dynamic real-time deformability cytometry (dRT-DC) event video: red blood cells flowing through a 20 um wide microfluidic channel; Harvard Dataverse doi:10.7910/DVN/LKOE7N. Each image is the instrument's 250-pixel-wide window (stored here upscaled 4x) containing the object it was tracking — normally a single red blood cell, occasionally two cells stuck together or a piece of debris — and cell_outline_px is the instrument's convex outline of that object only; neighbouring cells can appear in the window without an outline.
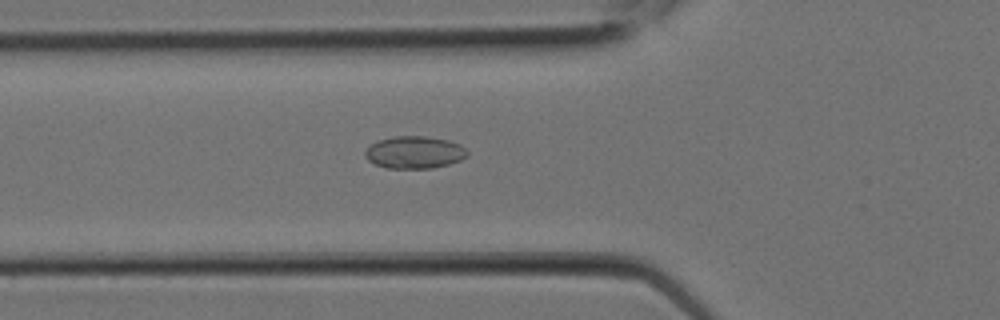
{"species": "Egyptian fruit bat (a non-hibernating species)", "species_latin": "Rousettus aegyptiacus", "temperature_condition": "room temperature", "stored_images_in_passage": 6, "camera_frame_rate_fps": 3000, "um_per_image_px": 0.085, "animal": {"sex": "female"}, "frame": {"image": 1, "passage_image": 6, "time_ms": 1.667, "image_size_px": [1000, 320], "cell_outline_px": [[468, 156], [460, 160], [448, 164], [432, 168], [388, 168], [376, 164], [368, 160], [364, 156], [364, 152], [376, 140], [396, 136], [424, 136], [448, 140], [460, 144], [468, 152]], "centroid_in_image_um": [35.23, 12.94], "position_along_channel_um": 90.6, "area_um2": 19.19}}